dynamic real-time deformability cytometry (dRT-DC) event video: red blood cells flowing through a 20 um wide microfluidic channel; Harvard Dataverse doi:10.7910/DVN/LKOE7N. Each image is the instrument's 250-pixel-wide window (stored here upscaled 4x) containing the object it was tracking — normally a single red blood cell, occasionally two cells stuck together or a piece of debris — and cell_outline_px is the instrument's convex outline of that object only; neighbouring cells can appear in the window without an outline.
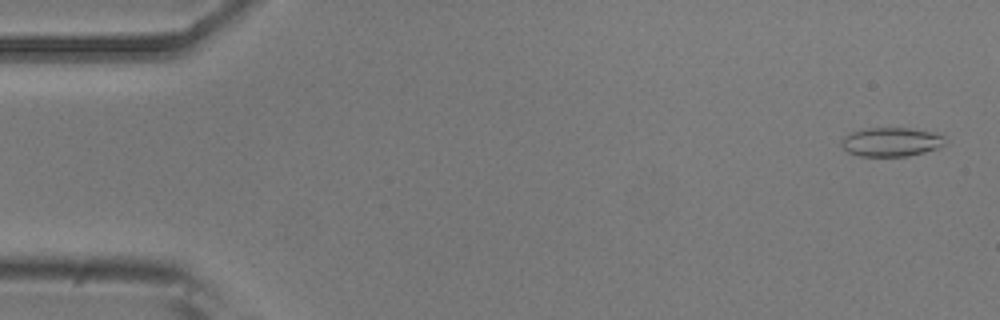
{"species": "common noctule bat (a hibernating species)", "species_latin": "Nyctalus noctula", "temperature_condition": "room temperature", "stored_images_in_passage": 43, "camera_frame_rate_fps": 3000, "um_per_image_px": 0.085, "animal": {"sex": "male", "body_mass_g": 20.5, "forearm_length_mm": 52.5}, "frame": {"image": 1, "passage_image": 2, "time_ms": 0.333, "image_size_px": [1000, 320], "cell_outline_px": [[944, 136], [940, 144], [936, 148], [924, 152], [908, 156], [860, 156], [848, 152], [840, 148], [840, 140], [844, 136], [852, 132], [864, 128], [912, 128], [936, 132]], "centroid_in_image_um": [75.66, 12.05], "position_along_channel_um": 9.3, "area_um2": 17.51}}
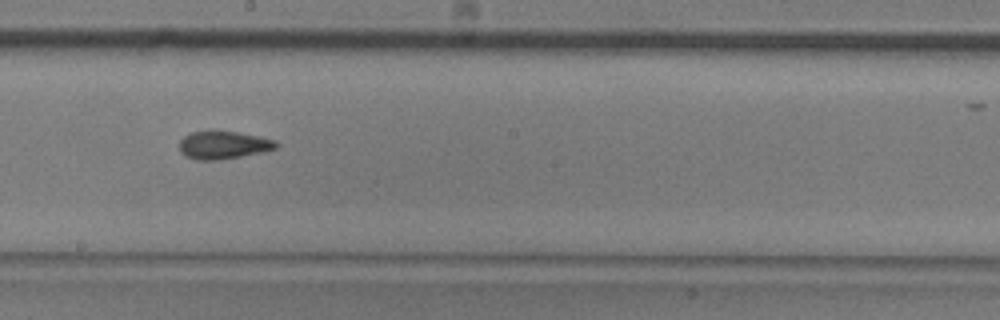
{"frame": {"image": 2, "passage_image": 29, "time_ms": 9.333, "image_size_px": [1000, 320], "cell_outline_px": [[280, 144], [276, 148], [264, 152], [216, 160], [196, 160], [184, 156], [180, 152], [180, 140], [184, 136], [192, 132], [212, 128], [236, 132], [276, 140]], "centroid_in_image_um": [18.96, 12.3], "position_along_channel_um": 229.2, "area_um2": 16.13}}
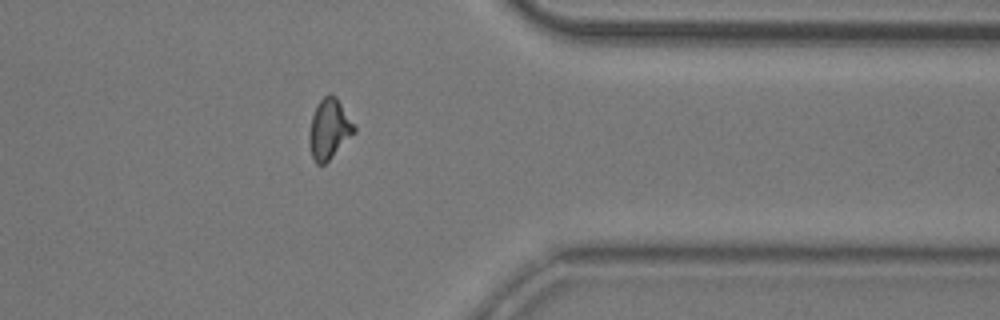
{"frame": {"image": 3, "passage_image": 42, "time_ms": 13.667, "image_size_px": [1000, 320], "cell_outline_px": [[356, 132], [324, 164], [316, 164], [312, 156], [308, 144], [308, 136], [312, 116], [316, 104], [328, 92], [336, 96], [356, 128]], "centroid_in_image_um": [27.96, 10.95], "position_along_channel_um": 383.4, "area_um2": 15.72}}